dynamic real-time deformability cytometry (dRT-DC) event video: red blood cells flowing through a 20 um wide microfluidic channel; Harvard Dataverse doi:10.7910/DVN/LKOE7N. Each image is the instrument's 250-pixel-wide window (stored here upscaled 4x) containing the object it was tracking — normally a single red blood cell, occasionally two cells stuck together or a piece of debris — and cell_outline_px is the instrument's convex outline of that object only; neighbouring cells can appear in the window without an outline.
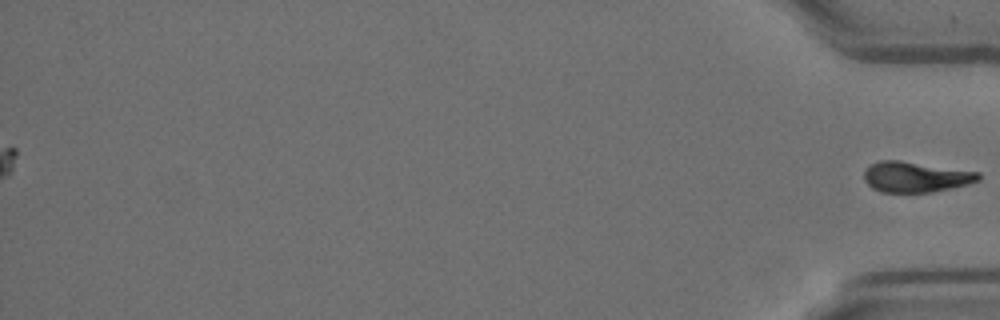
{"species": "Egyptian fruit bat (a non-hibernating species)", "species_latin": "Rousettus aegyptiacus", "temperature_condition": "room temperature", "stored_images_in_passage": 55, "camera_frame_rate_fps": 3000, "um_per_image_px": 0.085, "animal": {"sex": "female"}, "frame": {"image": 1, "passage_image": 55, "time_ms": 18.0, "image_size_px": [1000, 320], "cell_outline_px": [[980, 180], [968, 184], [952, 188], [932, 192], [880, 192], [872, 188], [864, 180], [864, 172], [872, 164], [880, 160], [900, 160], [980, 172]], "centroid_in_image_um": [77.84, 15.04], "position_along_channel_um": 357.4, "area_um2": 20.35}}